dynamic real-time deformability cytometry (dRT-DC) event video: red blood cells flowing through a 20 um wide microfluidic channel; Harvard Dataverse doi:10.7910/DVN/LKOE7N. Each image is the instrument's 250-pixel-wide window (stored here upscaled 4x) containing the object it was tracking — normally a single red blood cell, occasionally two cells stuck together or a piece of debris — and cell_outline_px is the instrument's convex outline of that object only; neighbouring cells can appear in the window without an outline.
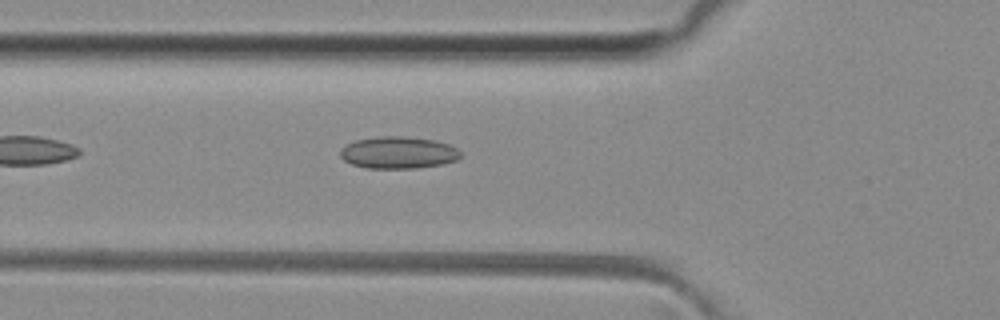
{"species": "common noctule bat (a hibernating species)", "species_latin": "Nyctalus noctula", "temperature_condition": "room temperature", "stored_images_in_passage": 7, "camera_frame_rate_fps": 3000, "um_per_image_px": 0.085, "animal": {"sex": "female", "body_mass_g": 29.2, "forearm_length_mm": 56.3}, "frame": {"image": 1, "passage_image": 4, "time_ms": 1.0, "image_size_px": [1000, 320], "cell_outline_px": [[460, 156], [456, 160], [444, 164], [416, 168], [368, 168], [352, 164], [344, 160], [340, 156], [340, 148], [356, 140], [380, 136], [404, 136], [432, 140], [448, 144], [456, 148], [460, 152]], "centroid_in_image_um": [33.84, 12.97], "position_along_channel_um": 92.0, "area_um2": 22.31}}